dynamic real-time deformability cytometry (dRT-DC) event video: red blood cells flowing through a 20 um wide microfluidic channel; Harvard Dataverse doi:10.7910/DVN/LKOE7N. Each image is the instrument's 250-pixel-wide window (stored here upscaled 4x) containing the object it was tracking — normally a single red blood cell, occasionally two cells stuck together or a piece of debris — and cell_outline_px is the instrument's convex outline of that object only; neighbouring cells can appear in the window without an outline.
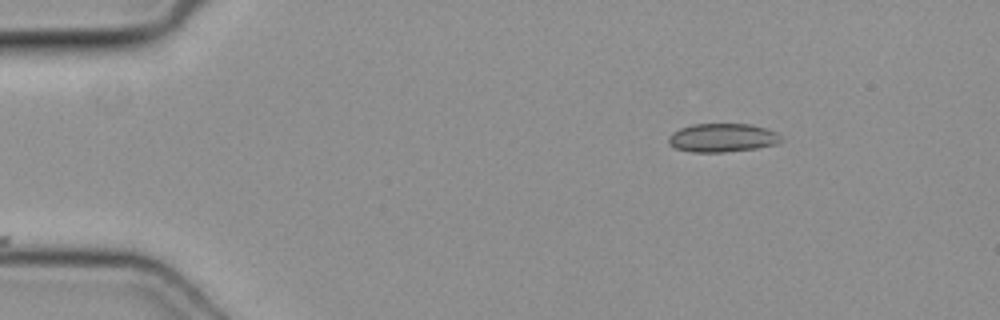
{"species": "common noctule bat (a hibernating species)", "species_latin": "Nyctalus noctula", "temperature_condition": "cold", "stored_images_in_passage": 28, "camera_frame_rate_fps": 3000, "um_per_image_px": 0.085, "animal": {"sex": "female", "body_mass_g": 19.3, "forearm_length_mm": 54.1}, "frame": {"image": 1, "passage_image": 1, "time_ms": 0.0, "image_size_px": [1000, 320], "cell_outline_px": [[784, 140], [776, 144], [756, 148], [724, 152], [692, 152], [676, 148], [668, 144], [668, 136], [672, 132], [680, 128], [692, 124], [752, 124], [776, 132]], "centroid_in_image_um": [61.38, 11.71], "position_along_channel_um": 23.6, "area_um2": 18.79}}
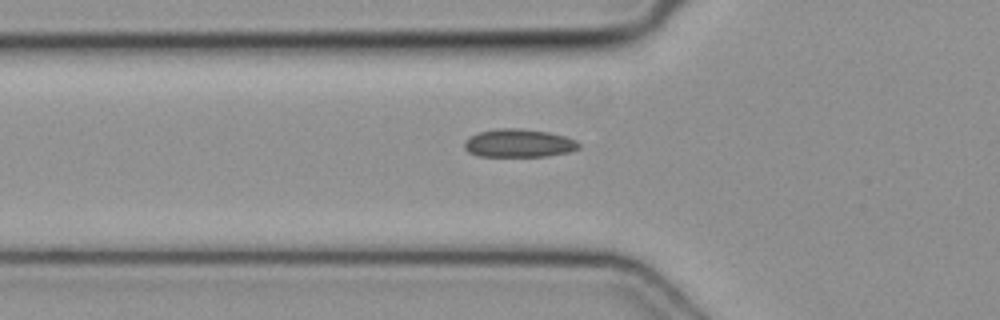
{"frame": {"image": 2, "passage_image": 11, "time_ms": 3.333, "image_size_px": [1000, 320], "cell_outline_px": [[580, 148], [568, 152], [548, 156], [476, 156], [468, 152], [464, 148], [464, 140], [480, 132], [496, 128], [520, 128], [548, 132], [564, 136], [576, 140], [580, 144]], "centroid_in_image_um": [44.09, 12.17], "position_along_channel_um": 81.7, "area_um2": 18.84}}
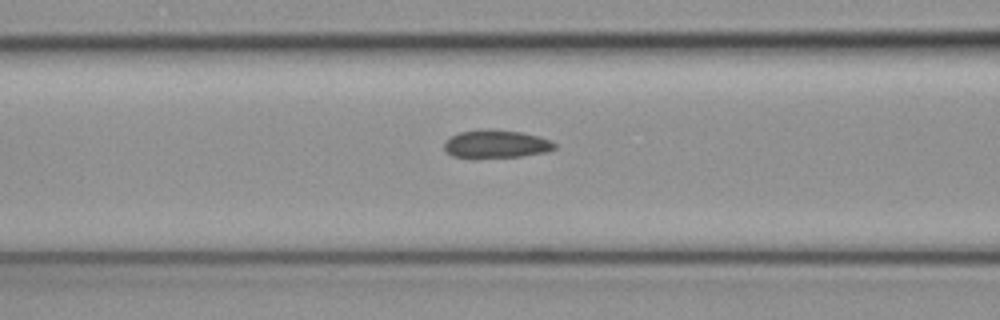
{"frame": {"image": 3, "passage_image": 14, "time_ms": 4.333, "image_size_px": [1000, 320], "cell_outline_px": [[556, 148], [544, 152], [520, 156], [476, 160], [472, 160], [452, 156], [444, 148], [444, 144], [452, 136], [460, 132], [480, 128], [492, 128], [520, 132], [536, 136], [548, 140], [556, 144]], "centroid_in_image_um": [42.1, 12.26], "position_along_channel_um": 124.5, "area_um2": 18.5}}